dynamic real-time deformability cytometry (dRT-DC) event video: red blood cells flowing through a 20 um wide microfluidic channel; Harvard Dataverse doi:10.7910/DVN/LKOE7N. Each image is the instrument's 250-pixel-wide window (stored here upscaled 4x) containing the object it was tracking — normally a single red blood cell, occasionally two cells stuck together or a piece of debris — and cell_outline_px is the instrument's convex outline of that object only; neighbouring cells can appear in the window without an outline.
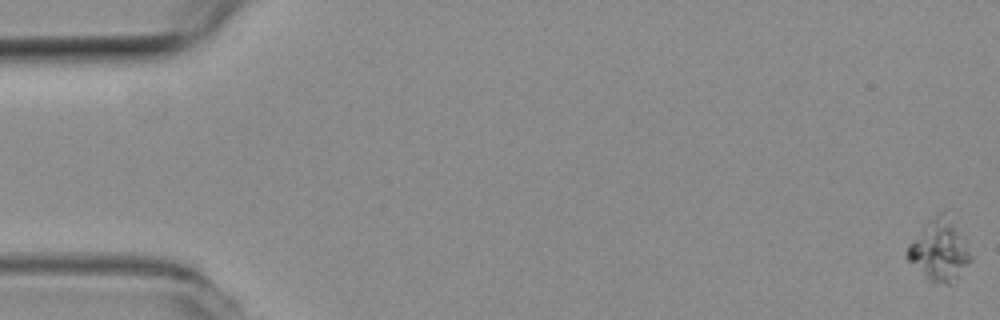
{"species": "common noctule bat (a hibernating species)", "species_latin": "Nyctalus noctula", "temperature_condition": "room temperature", "stored_images_in_passage": 58, "camera_frame_rate_fps": 3000, "um_per_image_px": 0.085, "animal": {"sex": "female", "body_mass_g": 19.3, "forearm_length_mm": 54.1}, "frame": {"image": 1, "passage_image": 1, "time_ms": 0.0, "image_size_px": [1000, 320], "cell_outline_px": [[972, 260], [956, 280], [948, 284], [928, 284], [904, 256], [904, 252], [908, 244], [940, 212], [944, 212], [952, 220], [964, 236], [972, 256]], "centroid_in_image_um": [79.84, 21.38], "position_along_channel_um": 5.2, "area_um2": 22.89}}
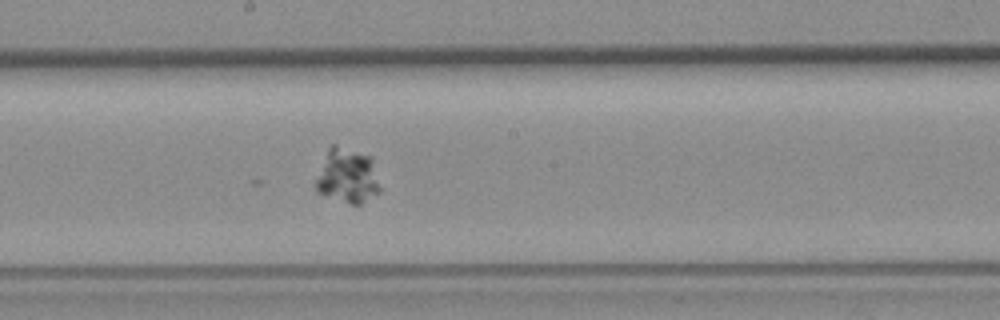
{"frame": {"image": 2, "passage_image": 32, "time_ms": 10.333, "image_size_px": [1000, 320], "cell_outline_px": [[380, 192], [360, 204], [348, 204], [316, 192], [316, 180], [328, 148], [332, 144], [336, 144], [372, 156], [380, 188]], "centroid_in_image_um": [29.54, 14.95], "position_along_channel_um": 218.7, "area_um2": 20.52}}
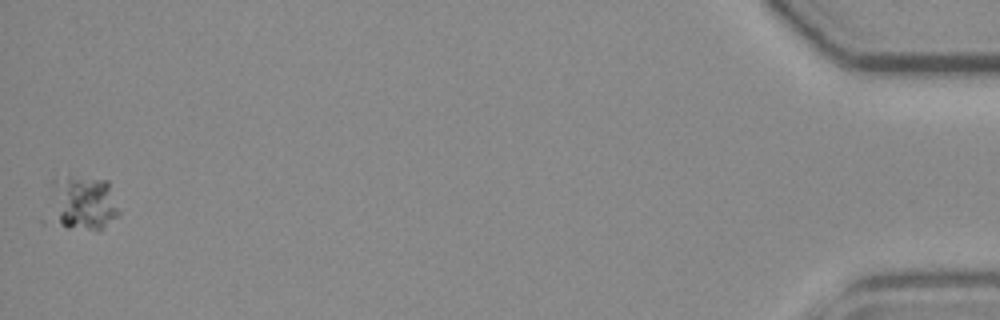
{"frame": {"image": 3, "passage_image": 58, "time_ms": 19.0, "image_size_px": [1000, 320], "cell_outline_px": [[120, 216], [96, 232], [68, 228], [52, 220], [52, 180], [68, 176], [72, 176], [108, 180], [120, 212]], "centroid_in_image_um": [7.09, 17.28], "position_along_channel_um": 428.1, "area_um2": 22.31}}